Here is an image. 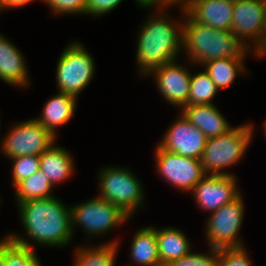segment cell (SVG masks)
Listing matches in <instances>:
<instances>
[{
  "mask_svg": "<svg viewBox=\"0 0 266 266\" xmlns=\"http://www.w3.org/2000/svg\"><path fill=\"white\" fill-rule=\"evenodd\" d=\"M16 206L26 238L14 232L3 237L33 250L36 245L64 248L72 244L70 206L57 196L28 200Z\"/></svg>",
  "mask_w": 266,
  "mask_h": 266,
  "instance_id": "1",
  "label": "cell"
},
{
  "mask_svg": "<svg viewBox=\"0 0 266 266\" xmlns=\"http://www.w3.org/2000/svg\"><path fill=\"white\" fill-rule=\"evenodd\" d=\"M178 22L170 9H153L137 31L136 63L138 74L146 77L165 63L179 59L182 52L183 17L185 8L179 7ZM169 14V15H168ZM171 17V18H170ZM182 20V21H181Z\"/></svg>",
  "mask_w": 266,
  "mask_h": 266,
  "instance_id": "2",
  "label": "cell"
},
{
  "mask_svg": "<svg viewBox=\"0 0 266 266\" xmlns=\"http://www.w3.org/2000/svg\"><path fill=\"white\" fill-rule=\"evenodd\" d=\"M188 56L190 66H202L213 59L242 60L256 50L231 31L217 30L194 21L185 11L183 17L182 53ZM253 52V54H252Z\"/></svg>",
  "mask_w": 266,
  "mask_h": 266,
  "instance_id": "3",
  "label": "cell"
},
{
  "mask_svg": "<svg viewBox=\"0 0 266 266\" xmlns=\"http://www.w3.org/2000/svg\"><path fill=\"white\" fill-rule=\"evenodd\" d=\"M254 130V124L247 122L233 126L220 136L207 139L200 159L204 173L235 175L224 169L237 165L244 158Z\"/></svg>",
  "mask_w": 266,
  "mask_h": 266,
  "instance_id": "4",
  "label": "cell"
},
{
  "mask_svg": "<svg viewBox=\"0 0 266 266\" xmlns=\"http://www.w3.org/2000/svg\"><path fill=\"white\" fill-rule=\"evenodd\" d=\"M70 215L73 235L77 228H83L85 238L87 237L84 242L106 236L112 229L131 219L120 207L98 196L70 205Z\"/></svg>",
  "mask_w": 266,
  "mask_h": 266,
  "instance_id": "5",
  "label": "cell"
},
{
  "mask_svg": "<svg viewBox=\"0 0 266 266\" xmlns=\"http://www.w3.org/2000/svg\"><path fill=\"white\" fill-rule=\"evenodd\" d=\"M98 197L120 207L131 218L145 202L144 186L127 166L99 168Z\"/></svg>",
  "mask_w": 266,
  "mask_h": 266,
  "instance_id": "6",
  "label": "cell"
},
{
  "mask_svg": "<svg viewBox=\"0 0 266 266\" xmlns=\"http://www.w3.org/2000/svg\"><path fill=\"white\" fill-rule=\"evenodd\" d=\"M96 61L78 40L67 43L57 59L55 76L57 91L78 98L96 73Z\"/></svg>",
  "mask_w": 266,
  "mask_h": 266,
  "instance_id": "7",
  "label": "cell"
},
{
  "mask_svg": "<svg viewBox=\"0 0 266 266\" xmlns=\"http://www.w3.org/2000/svg\"><path fill=\"white\" fill-rule=\"evenodd\" d=\"M245 213L242 194L234 201L221 206L208 215L205 223L207 245L212 248H232L245 246L240 230Z\"/></svg>",
  "mask_w": 266,
  "mask_h": 266,
  "instance_id": "8",
  "label": "cell"
},
{
  "mask_svg": "<svg viewBox=\"0 0 266 266\" xmlns=\"http://www.w3.org/2000/svg\"><path fill=\"white\" fill-rule=\"evenodd\" d=\"M56 137L34 118L21 121L9 128L1 139L4 158L17 156H40L56 142Z\"/></svg>",
  "mask_w": 266,
  "mask_h": 266,
  "instance_id": "9",
  "label": "cell"
},
{
  "mask_svg": "<svg viewBox=\"0 0 266 266\" xmlns=\"http://www.w3.org/2000/svg\"><path fill=\"white\" fill-rule=\"evenodd\" d=\"M156 172L173 188L190 193L206 175L201 160L177 155L160 148L154 150Z\"/></svg>",
  "mask_w": 266,
  "mask_h": 266,
  "instance_id": "10",
  "label": "cell"
},
{
  "mask_svg": "<svg viewBox=\"0 0 266 266\" xmlns=\"http://www.w3.org/2000/svg\"><path fill=\"white\" fill-rule=\"evenodd\" d=\"M238 185L236 175L206 174L190 193L197 207L210 214L242 194Z\"/></svg>",
  "mask_w": 266,
  "mask_h": 266,
  "instance_id": "11",
  "label": "cell"
},
{
  "mask_svg": "<svg viewBox=\"0 0 266 266\" xmlns=\"http://www.w3.org/2000/svg\"><path fill=\"white\" fill-rule=\"evenodd\" d=\"M230 31L257 50L266 37L262 0H239L234 3Z\"/></svg>",
  "mask_w": 266,
  "mask_h": 266,
  "instance_id": "12",
  "label": "cell"
},
{
  "mask_svg": "<svg viewBox=\"0 0 266 266\" xmlns=\"http://www.w3.org/2000/svg\"><path fill=\"white\" fill-rule=\"evenodd\" d=\"M176 118L157 145L177 155L201 159L207 141L205 134L191 124L182 113Z\"/></svg>",
  "mask_w": 266,
  "mask_h": 266,
  "instance_id": "13",
  "label": "cell"
},
{
  "mask_svg": "<svg viewBox=\"0 0 266 266\" xmlns=\"http://www.w3.org/2000/svg\"><path fill=\"white\" fill-rule=\"evenodd\" d=\"M179 59L165 63L152 72L156 88L169 105L180 108L187 106L190 90L191 70L178 63Z\"/></svg>",
  "mask_w": 266,
  "mask_h": 266,
  "instance_id": "14",
  "label": "cell"
},
{
  "mask_svg": "<svg viewBox=\"0 0 266 266\" xmlns=\"http://www.w3.org/2000/svg\"><path fill=\"white\" fill-rule=\"evenodd\" d=\"M186 13L196 22L217 30L230 31L234 2L226 0H192Z\"/></svg>",
  "mask_w": 266,
  "mask_h": 266,
  "instance_id": "15",
  "label": "cell"
},
{
  "mask_svg": "<svg viewBox=\"0 0 266 266\" xmlns=\"http://www.w3.org/2000/svg\"><path fill=\"white\" fill-rule=\"evenodd\" d=\"M25 56L10 39L0 33V80L12 87H29Z\"/></svg>",
  "mask_w": 266,
  "mask_h": 266,
  "instance_id": "16",
  "label": "cell"
},
{
  "mask_svg": "<svg viewBox=\"0 0 266 266\" xmlns=\"http://www.w3.org/2000/svg\"><path fill=\"white\" fill-rule=\"evenodd\" d=\"M179 112L207 139L220 136L233 127L215 104L184 106Z\"/></svg>",
  "mask_w": 266,
  "mask_h": 266,
  "instance_id": "17",
  "label": "cell"
},
{
  "mask_svg": "<svg viewBox=\"0 0 266 266\" xmlns=\"http://www.w3.org/2000/svg\"><path fill=\"white\" fill-rule=\"evenodd\" d=\"M77 103L78 98L75 96L57 92L56 95L47 99L41 116L34 119L57 138L58 128L69 123L75 113Z\"/></svg>",
  "mask_w": 266,
  "mask_h": 266,
  "instance_id": "18",
  "label": "cell"
},
{
  "mask_svg": "<svg viewBox=\"0 0 266 266\" xmlns=\"http://www.w3.org/2000/svg\"><path fill=\"white\" fill-rule=\"evenodd\" d=\"M39 159L40 170L47 175L53 186L68 181L76 171L73 155L56 143L43 152Z\"/></svg>",
  "mask_w": 266,
  "mask_h": 266,
  "instance_id": "19",
  "label": "cell"
},
{
  "mask_svg": "<svg viewBox=\"0 0 266 266\" xmlns=\"http://www.w3.org/2000/svg\"><path fill=\"white\" fill-rule=\"evenodd\" d=\"M158 255L161 266L175 259H179L192 251V244L187 234L180 228L171 226L156 228Z\"/></svg>",
  "mask_w": 266,
  "mask_h": 266,
  "instance_id": "20",
  "label": "cell"
},
{
  "mask_svg": "<svg viewBox=\"0 0 266 266\" xmlns=\"http://www.w3.org/2000/svg\"><path fill=\"white\" fill-rule=\"evenodd\" d=\"M129 250V257L134 266H161L156 227L151 225L136 230Z\"/></svg>",
  "mask_w": 266,
  "mask_h": 266,
  "instance_id": "21",
  "label": "cell"
},
{
  "mask_svg": "<svg viewBox=\"0 0 266 266\" xmlns=\"http://www.w3.org/2000/svg\"><path fill=\"white\" fill-rule=\"evenodd\" d=\"M118 239V240H117ZM104 241L102 244L80 245L74 250L72 266H115L116 256L119 254V238ZM86 245V247H85Z\"/></svg>",
  "mask_w": 266,
  "mask_h": 266,
  "instance_id": "22",
  "label": "cell"
},
{
  "mask_svg": "<svg viewBox=\"0 0 266 266\" xmlns=\"http://www.w3.org/2000/svg\"><path fill=\"white\" fill-rule=\"evenodd\" d=\"M245 66L242 60L223 58L210 60L201 67L209 74L220 91V89L230 87L237 76H247L249 69L247 70Z\"/></svg>",
  "mask_w": 266,
  "mask_h": 266,
  "instance_id": "23",
  "label": "cell"
},
{
  "mask_svg": "<svg viewBox=\"0 0 266 266\" xmlns=\"http://www.w3.org/2000/svg\"><path fill=\"white\" fill-rule=\"evenodd\" d=\"M53 188L55 187L51 184L47 175L39 170L14 187L15 204L33 199L52 197L55 195L52 194Z\"/></svg>",
  "mask_w": 266,
  "mask_h": 266,
  "instance_id": "24",
  "label": "cell"
},
{
  "mask_svg": "<svg viewBox=\"0 0 266 266\" xmlns=\"http://www.w3.org/2000/svg\"><path fill=\"white\" fill-rule=\"evenodd\" d=\"M39 260L36 251L12 241L0 239V266H34Z\"/></svg>",
  "mask_w": 266,
  "mask_h": 266,
  "instance_id": "25",
  "label": "cell"
},
{
  "mask_svg": "<svg viewBox=\"0 0 266 266\" xmlns=\"http://www.w3.org/2000/svg\"><path fill=\"white\" fill-rule=\"evenodd\" d=\"M219 89L209 74L203 69L191 75L187 106L213 104Z\"/></svg>",
  "mask_w": 266,
  "mask_h": 266,
  "instance_id": "26",
  "label": "cell"
},
{
  "mask_svg": "<svg viewBox=\"0 0 266 266\" xmlns=\"http://www.w3.org/2000/svg\"><path fill=\"white\" fill-rule=\"evenodd\" d=\"M12 161L11 177L13 188L22 180L30 177L35 172L40 170L39 156H17L9 159Z\"/></svg>",
  "mask_w": 266,
  "mask_h": 266,
  "instance_id": "27",
  "label": "cell"
},
{
  "mask_svg": "<svg viewBox=\"0 0 266 266\" xmlns=\"http://www.w3.org/2000/svg\"><path fill=\"white\" fill-rule=\"evenodd\" d=\"M208 252L196 253L192 250L189 254L167 262L163 266H217L219 249L210 247Z\"/></svg>",
  "mask_w": 266,
  "mask_h": 266,
  "instance_id": "28",
  "label": "cell"
},
{
  "mask_svg": "<svg viewBox=\"0 0 266 266\" xmlns=\"http://www.w3.org/2000/svg\"><path fill=\"white\" fill-rule=\"evenodd\" d=\"M246 246L221 248L217 266H252Z\"/></svg>",
  "mask_w": 266,
  "mask_h": 266,
  "instance_id": "29",
  "label": "cell"
},
{
  "mask_svg": "<svg viewBox=\"0 0 266 266\" xmlns=\"http://www.w3.org/2000/svg\"><path fill=\"white\" fill-rule=\"evenodd\" d=\"M47 4L54 15H82L86 14V0H40Z\"/></svg>",
  "mask_w": 266,
  "mask_h": 266,
  "instance_id": "30",
  "label": "cell"
},
{
  "mask_svg": "<svg viewBox=\"0 0 266 266\" xmlns=\"http://www.w3.org/2000/svg\"><path fill=\"white\" fill-rule=\"evenodd\" d=\"M123 0H86V15L103 17L115 10Z\"/></svg>",
  "mask_w": 266,
  "mask_h": 266,
  "instance_id": "31",
  "label": "cell"
},
{
  "mask_svg": "<svg viewBox=\"0 0 266 266\" xmlns=\"http://www.w3.org/2000/svg\"><path fill=\"white\" fill-rule=\"evenodd\" d=\"M138 8L169 9L173 6L168 0H135Z\"/></svg>",
  "mask_w": 266,
  "mask_h": 266,
  "instance_id": "32",
  "label": "cell"
},
{
  "mask_svg": "<svg viewBox=\"0 0 266 266\" xmlns=\"http://www.w3.org/2000/svg\"><path fill=\"white\" fill-rule=\"evenodd\" d=\"M36 0H0V14H2V11H6L8 9H17L19 7L26 6L28 4H31V2Z\"/></svg>",
  "mask_w": 266,
  "mask_h": 266,
  "instance_id": "33",
  "label": "cell"
},
{
  "mask_svg": "<svg viewBox=\"0 0 266 266\" xmlns=\"http://www.w3.org/2000/svg\"><path fill=\"white\" fill-rule=\"evenodd\" d=\"M266 58V37L263 44L256 50V58Z\"/></svg>",
  "mask_w": 266,
  "mask_h": 266,
  "instance_id": "34",
  "label": "cell"
},
{
  "mask_svg": "<svg viewBox=\"0 0 266 266\" xmlns=\"http://www.w3.org/2000/svg\"><path fill=\"white\" fill-rule=\"evenodd\" d=\"M173 6L185 8L192 0H168Z\"/></svg>",
  "mask_w": 266,
  "mask_h": 266,
  "instance_id": "35",
  "label": "cell"
},
{
  "mask_svg": "<svg viewBox=\"0 0 266 266\" xmlns=\"http://www.w3.org/2000/svg\"><path fill=\"white\" fill-rule=\"evenodd\" d=\"M263 2V6H264V17H265V21H266V0H262Z\"/></svg>",
  "mask_w": 266,
  "mask_h": 266,
  "instance_id": "36",
  "label": "cell"
},
{
  "mask_svg": "<svg viewBox=\"0 0 266 266\" xmlns=\"http://www.w3.org/2000/svg\"><path fill=\"white\" fill-rule=\"evenodd\" d=\"M263 132L266 137V119H265V122L263 123Z\"/></svg>",
  "mask_w": 266,
  "mask_h": 266,
  "instance_id": "37",
  "label": "cell"
},
{
  "mask_svg": "<svg viewBox=\"0 0 266 266\" xmlns=\"http://www.w3.org/2000/svg\"><path fill=\"white\" fill-rule=\"evenodd\" d=\"M34 266H42L41 261L39 260Z\"/></svg>",
  "mask_w": 266,
  "mask_h": 266,
  "instance_id": "38",
  "label": "cell"
},
{
  "mask_svg": "<svg viewBox=\"0 0 266 266\" xmlns=\"http://www.w3.org/2000/svg\"><path fill=\"white\" fill-rule=\"evenodd\" d=\"M226 1H231V2L235 3L236 1H239V0H226Z\"/></svg>",
  "mask_w": 266,
  "mask_h": 266,
  "instance_id": "39",
  "label": "cell"
},
{
  "mask_svg": "<svg viewBox=\"0 0 266 266\" xmlns=\"http://www.w3.org/2000/svg\"><path fill=\"white\" fill-rule=\"evenodd\" d=\"M1 111V110H0ZM1 113V112H0ZM0 131H1V116H0ZM1 134V133H0Z\"/></svg>",
  "mask_w": 266,
  "mask_h": 266,
  "instance_id": "40",
  "label": "cell"
}]
</instances>
